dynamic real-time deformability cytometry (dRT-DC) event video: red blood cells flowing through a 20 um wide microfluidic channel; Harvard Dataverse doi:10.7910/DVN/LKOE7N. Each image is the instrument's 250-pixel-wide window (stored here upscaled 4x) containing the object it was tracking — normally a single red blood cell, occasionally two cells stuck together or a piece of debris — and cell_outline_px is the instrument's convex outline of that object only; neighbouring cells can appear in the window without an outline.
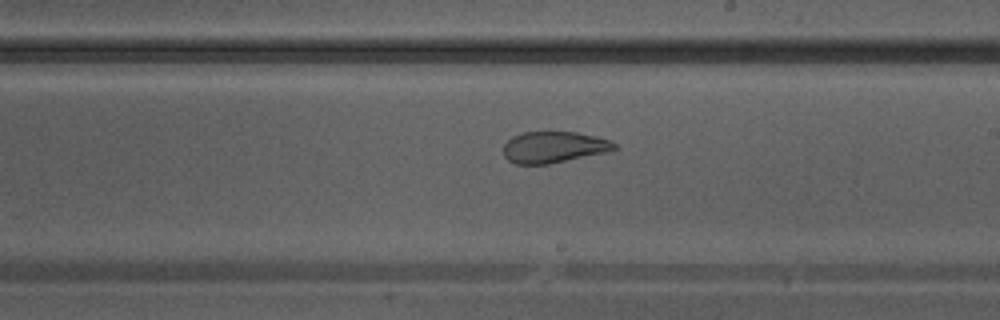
{"species": "Egyptian fruit bat (a non-hibernating species)", "species_latin": "Rousettus aegyptiacus", "temperature_condition": "warm", "stored_images_in_passage": 29, "camera_frame_rate_fps": 3000, "um_per_image_px": 0.085, "animal": {"sex": "male"}, "frame": {"image": 1, "passage_image": 13, "time_ms": 4.0, "image_size_px": [1000, 320], "cell_outline_px": [[616, 148], [608, 152], [548, 164], [516, 164], [508, 160], [504, 156], [504, 144], [512, 136], [524, 132], [576, 132], [596, 136], [612, 140], [616, 144]], "centroid_in_image_um": [47.08, 12.5], "position_along_channel_um": 241.9, "area_um2": 20.29}}
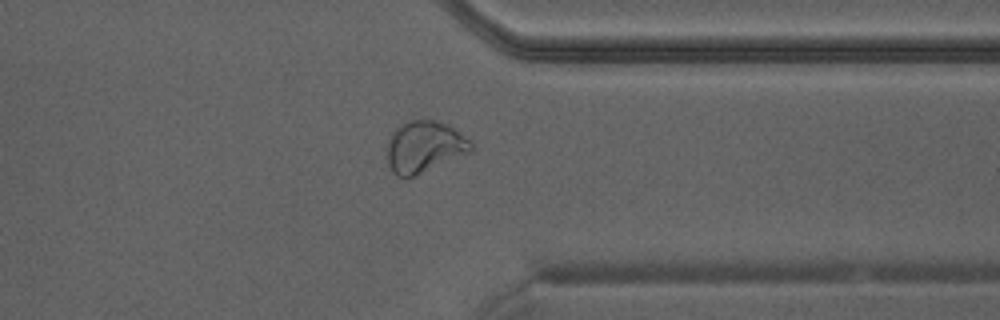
{"frame": {"image": 2, "passage_image": 21, "time_ms": 6.667, "image_size_px": [1000, 320], "cell_outline_px": [[472, 152], [412, 176], [396, 176], [392, 172], [384, 156], [388, 140], [396, 128], [408, 120], [436, 120], [452, 128], [472, 140]], "centroid_in_image_um": [36.04, 12.48], "position_along_channel_um": 375.4, "area_um2": 25.2}}